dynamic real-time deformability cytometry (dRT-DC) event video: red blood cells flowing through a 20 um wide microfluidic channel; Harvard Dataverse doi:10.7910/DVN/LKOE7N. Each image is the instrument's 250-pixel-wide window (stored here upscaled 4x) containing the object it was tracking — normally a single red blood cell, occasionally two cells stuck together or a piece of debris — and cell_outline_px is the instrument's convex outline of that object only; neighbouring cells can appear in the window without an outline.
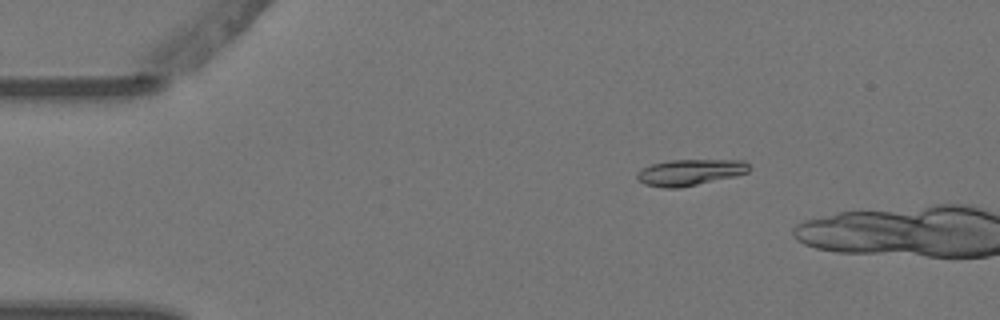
{"species": "Egyptian fruit bat (a non-hibernating species)", "species_latin": "Rousettus aegyptiacus", "temperature_condition": "warm", "stored_images_in_passage": 4, "camera_frame_rate_fps": 3000, "um_per_image_px": 0.085, "animal": {"sex": "female"}, "frame": {"image": 1, "passage_image": 3, "time_ms": 0.667, "image_size_px": [1000, 320], "cell_outline_px": [[752, 168], [748, 172], [736, 176], [680, 188], [664, 188], [644, 184], [636, 176], [636, 172], [652, 164], [668, 160], [744, 160]], "centroid_in_image_um": [58.68, 14.65], "position_along_channel_um": 26.3, "area_um2": 17.17}}